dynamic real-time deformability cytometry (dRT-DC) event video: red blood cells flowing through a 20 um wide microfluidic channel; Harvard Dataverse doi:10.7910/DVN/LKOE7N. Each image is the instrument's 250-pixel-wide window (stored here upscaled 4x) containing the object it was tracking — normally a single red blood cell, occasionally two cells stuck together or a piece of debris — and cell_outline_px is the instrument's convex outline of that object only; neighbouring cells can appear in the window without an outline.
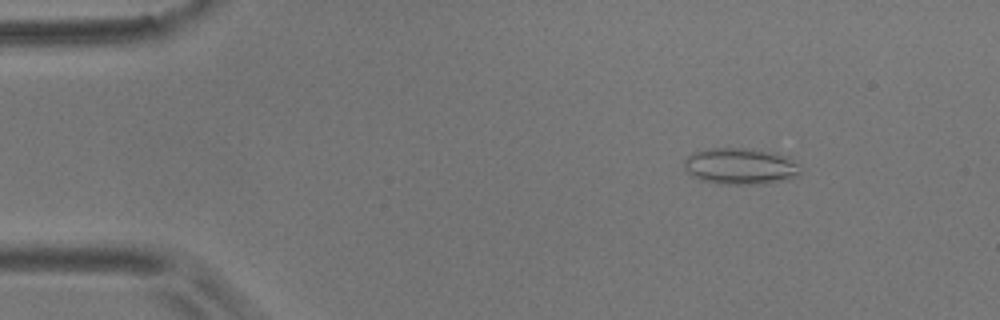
{"species": "common noctule bat (a hibernating species)", "species_latin": "Nyctalus noctula", "temperature_condition": "room temperature", "stored_images_in_passage": 51, "camera_frame_rate_fps": 3000, "um_per_image_px": 0.085, "animal": {"sex": "male", "body_mass_g": 17.9}, "frame": {"image": 1, "passage_image": 1, "time_ms": 0.0, "image_size_px": [1000, 320], "cell_outline_px": [[800, 176], [788, 180], [764, 184], [720, 184], [700, 180], [692, 176], [684, 168], [684, 160], [692, 152], [708, 148], [744, 148], [768, 152], [788, 156], [796, 164], [800, 172]], "centroid_in_image_um": [62.91, 14.14], "position_along_channel_um": 22.1, "area_um2": 24.8}}
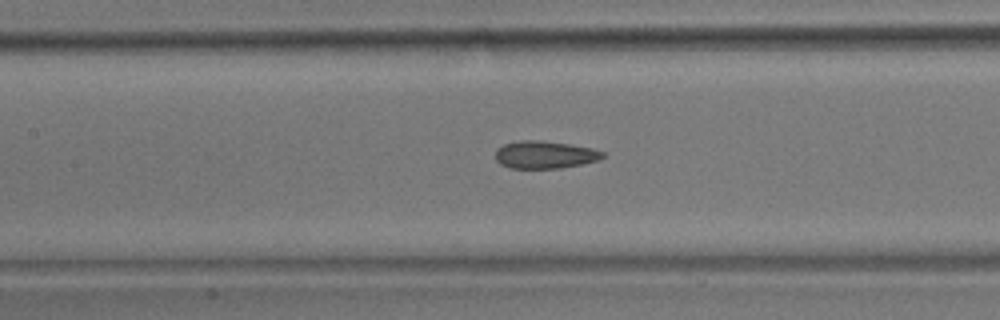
{"frame": {"image": 2, "passage_image": 19, "time_ms": 6.0, "image_size_px": [1000, 320], "cell_outline_px": [[604, 156], [596, 160], [580, 164], [560, 168], [508, 168], [500, 164], [496, 160], [496, 148], [504, 144], [520, 140], [540, 140], [568, 144], [592, 148], [604, 152]], "centroid_in_image_um": [46.26, 13.15], "position_along_channel_um": 161.1, "area_um2": 17.11}}
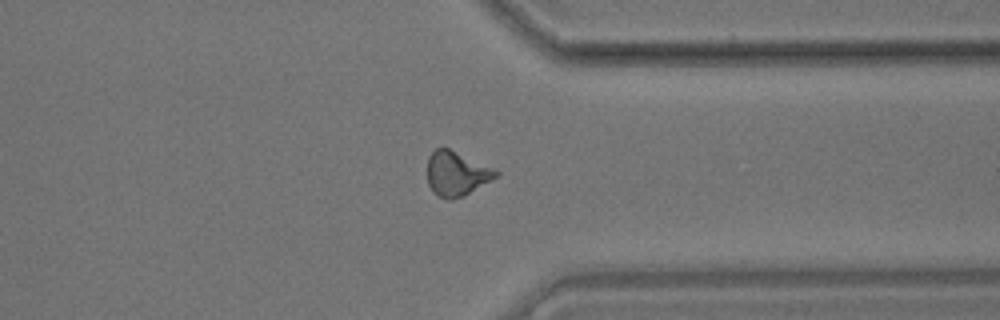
{"frame": {"image": 3, "passage_image": 37, "time_ms": 12.0, "image_size_px": [1000, 320], "cell_outline_px": [[500, 176], [464, 196], [452, 200], [448, 200], [436, 196], [432, 192], [428, 184], [428, 156], [436, 148], [448, 148], [500, 172]], "centroid_in_image_um": [38.79, 14.8], "position_along_channel_um": 372.6, "area_um2": 17.8}, "authors_computed_cell_mechanics": {"area_um2": 17.629, "velocity_mm_per_s": 3.5698, "shape_relaxation_time_tau1_ms": null, "shape_relaxation_time_tau2_ms": 1.8189, "deformation_change_tau1": null, "deformation_change_tau2": 0.0895}}